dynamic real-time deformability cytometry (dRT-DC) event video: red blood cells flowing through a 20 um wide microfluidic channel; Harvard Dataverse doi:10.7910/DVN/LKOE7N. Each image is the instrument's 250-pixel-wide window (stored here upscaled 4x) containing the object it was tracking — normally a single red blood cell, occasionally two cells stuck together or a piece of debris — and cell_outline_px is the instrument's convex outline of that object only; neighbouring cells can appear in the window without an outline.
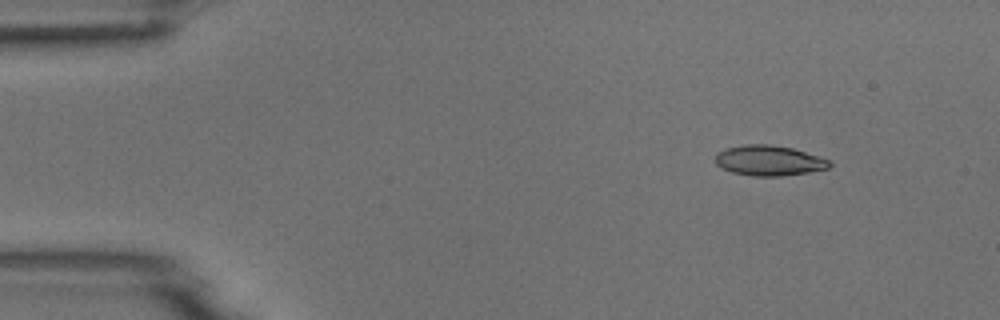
{"species": "common noctule bat (a hibernating species)", "species_latin": "Nyctalus noctula", "temperature_condition": "room temperature", "stored_images_in_passage": 3, "camera_frame_rate_fps": 3000, "um_per_image_px": 0.085, "animal": {"sex": "male", "body_mass_g": 18.8}, "frame": {"image": 1, "passage_image": 1, "time_ms": 0.0, "image_size_px": [1000, 320], "cell_outline_px": [[832, 164], [828, 168], [808, 172], [780, 176], [752, 176], [732, 172], [720, 168], [716, 164], [716, 152], [728, 148], [744, 144], [772, 144], [792, 148], [832, 160]], "centroid_in_image_um": [65.36, 13.64], "position_along_channel_um": 19.6, "area_um2": 20.23}}